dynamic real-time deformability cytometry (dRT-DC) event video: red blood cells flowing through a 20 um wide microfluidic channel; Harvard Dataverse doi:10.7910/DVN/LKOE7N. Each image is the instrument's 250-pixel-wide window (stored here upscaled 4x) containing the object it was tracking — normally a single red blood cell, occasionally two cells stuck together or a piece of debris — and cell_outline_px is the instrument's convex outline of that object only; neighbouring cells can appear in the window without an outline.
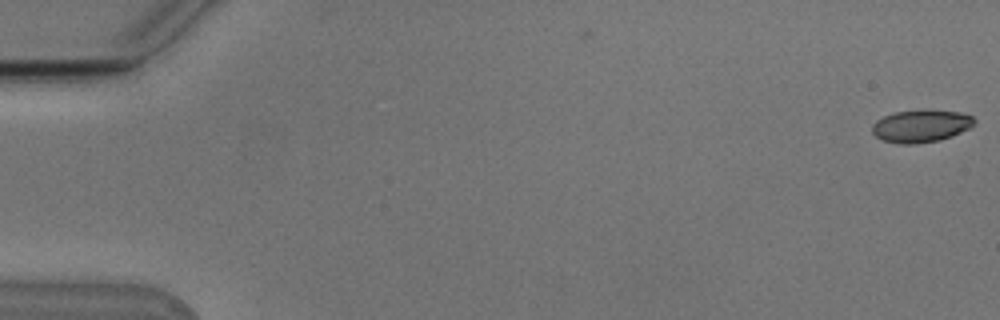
{"species": "Egyptian fruit bat (a non-hibernating species)", "species_latin": "Rousettus aegyptiacus", "temperature_condition": "cold", "stored_images_in_passage": 3, "camera_frame_rate_fps": 3000, "um_per_image_px": 0.085, "animal": {"sex": "male"}, "frame": {"image": 1, "passage_image": 3, "time_ms": 0.667, "image_size_px": [1000, 320], "cell_outline_px": [[976, 120], [968, 128], [952, 136], [940, 140], [912, 144], [900, 144], [884, 140], [876, 136], [872, 132], [872, 124], [876, 120], [884, 116], [896, 112], [924, 108], [928, 108], [960, 112], [972, 116]], "centroid_in_image_um": [78.28, 10.68], "position_along_channel_um": 6.7, "area_um2": 19.54}}